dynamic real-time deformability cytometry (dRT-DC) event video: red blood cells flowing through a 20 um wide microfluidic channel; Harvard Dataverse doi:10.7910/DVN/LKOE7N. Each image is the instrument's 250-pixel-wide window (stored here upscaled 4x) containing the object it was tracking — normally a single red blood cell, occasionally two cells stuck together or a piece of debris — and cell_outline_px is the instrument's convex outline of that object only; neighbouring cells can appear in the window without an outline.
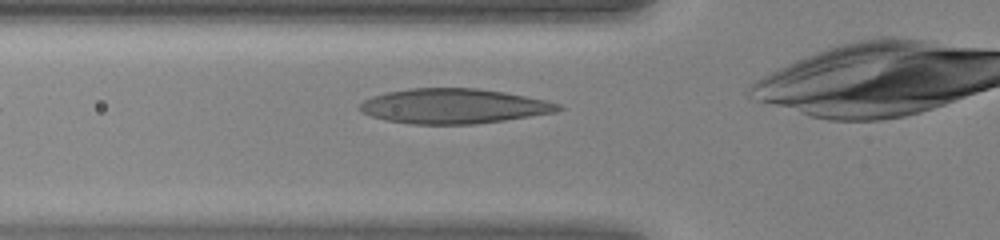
{"species": "human", "species_latin": "Homo sapiens", "temperature_condition": "warm", "stored_images_in_passage": 25, "camera_frame_rate_fps": 3000, "um_per_image_px": 0.085, "donor": {"sex": "female"}, "frame": {"image": 1, "passage_image": 2, "time_ms": 0.333, "image_size_px": [1000, 240], "cell_outline_px": [[564, 108], [556, 112], [504, 120], [476, 124], [416, 124], [388, 120], [372, 116], [364, 112], [360, 108], [360, 104], [364, 100], [372, 96], [388, 92], [408, 88], [476, 88], [504, 92], [544, 100], [560, 104]], "centroid_in_image_um": [38.58, 9.01], "position_along_channel_um": 87.2, "area_um2": 39.94}}
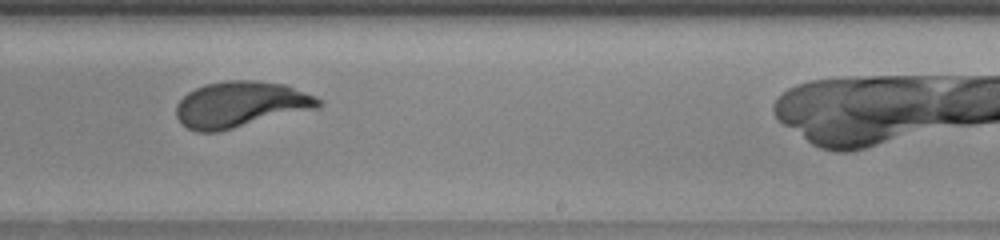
{"frame": {"image": 2, "passage_image": 14, "time_ms": 4.333, "image_size_px": [1000, 240], "cell_outline_px": [[324, 104], [320, 108], [220, 132], [196, 132], [188, 128], [176, 116], [176, 104], [188, 92], [196, 88], [208, 84], [228, 80], [252, 80], [284, 84], [304, 92], [320, 100]], "centroid_in_image_um": [20.46, 8.9], "position_along_channel_um": 268.5, "area_um2": 38.15}}
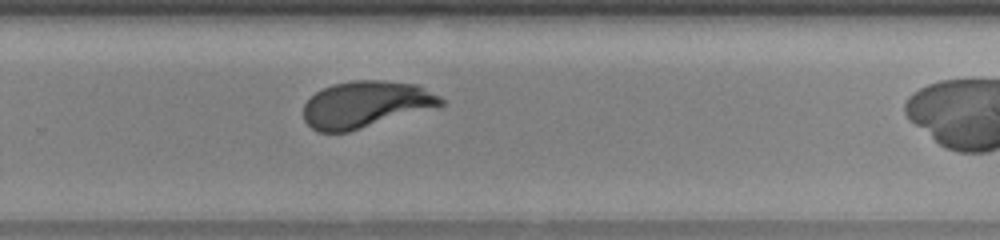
{"frame": {"image": 3, "passage_image": 16, "time_ms": 5.0, "image_size_px": [1000, 240], "cell_outline_px": [[444, 104], [348, 132], [316, 132], [304, 120], [304, 104], [316, 92], [332, 84], [356, 80], [384, 80], [416, 84], [440, 96], [444, 100]], "centroid_in_image_um": [31.05, 8.86], "position_along_channel_um": 298.8, "area_um2": 36.82}}